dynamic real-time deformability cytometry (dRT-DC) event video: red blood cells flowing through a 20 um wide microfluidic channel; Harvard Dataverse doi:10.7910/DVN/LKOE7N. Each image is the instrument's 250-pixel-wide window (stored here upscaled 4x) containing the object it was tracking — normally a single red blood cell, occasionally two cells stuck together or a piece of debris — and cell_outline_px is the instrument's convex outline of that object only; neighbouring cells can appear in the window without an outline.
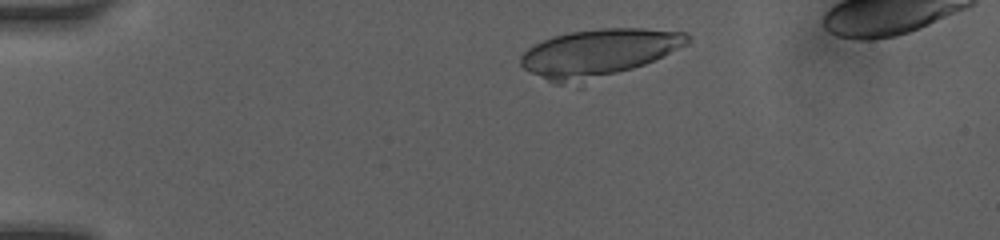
{"species": "human", "species_latin": "Homo sapiens", "temperature_condition": "room temperature", "stored_images_in_passage": 10, "camera_frame_rate_fps": 3000, "um_per_image_px": 0.085, "donor": {"sex": "female"}, "frame": {"image": 1, "passage_image": 4, "time_ms": 1.0, "image_size_px": [1000, 240], "cell_outline_px": [[692, 40], [688, 44], [644, 64], [584, 88], [580, 88], [556, 84], [524, 68], [520, 64], [520, 56], [528, 48], [552, 36], [568, 32], [600, 28], [644, 28], [688, 32]], "centroid_in_image_um": [50.88, 4.56], "position_along_channel_um": 34.1, "area_um2": 47.63}}
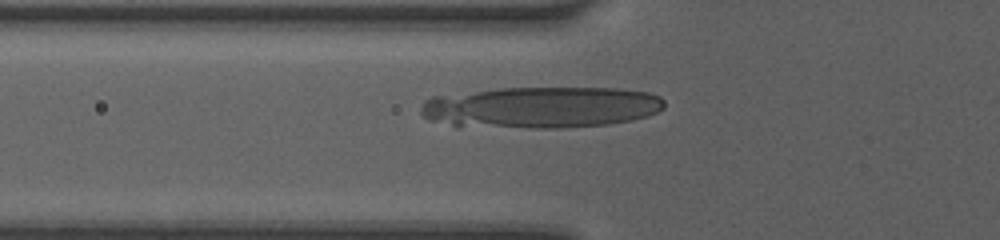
{"frame": {"image": 2, "passage_image": 9, "time_ms": 3.667, "image_size_px": [1000, 240], "cell_outline_px": [[664, 108], [648, 116], [632, 120], [608, 124], [560, 128], [456, 128], [428, 120], [420, 112], [420, 108], [424, 100], [432, 96], [500, 88], [616, 88], [648, 92], [660, 96], [664, 100]], "centroid_in_image_um": [45.9, 9.15], "position_along_channel_um": 79.9, "area_um2": 60.0}}